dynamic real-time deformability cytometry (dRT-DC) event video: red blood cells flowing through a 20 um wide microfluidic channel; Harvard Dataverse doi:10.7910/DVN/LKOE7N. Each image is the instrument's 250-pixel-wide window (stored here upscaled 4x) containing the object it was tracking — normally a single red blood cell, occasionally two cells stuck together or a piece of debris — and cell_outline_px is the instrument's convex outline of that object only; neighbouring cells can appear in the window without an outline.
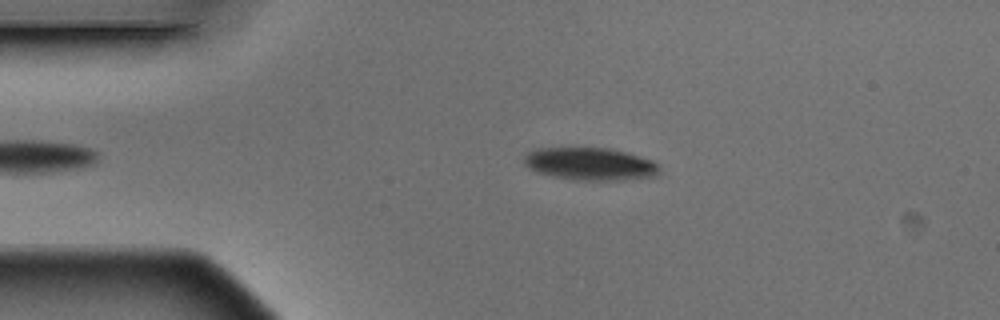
{"species": "Egyptian fruit bat (a non-hibernating species)", "species_latin": "Rousettus aegyptiacus", "temperature_condition": "warm", "stored_images_in_passage": 2, "camera_frame_rate_fps": 3000, "um_per_image_px": 0.085, "animal": {"sex": "male"}, "frame": {"image": 1, "passage_image": 1, "time_ms": 0.0, "image_size_px": [1000, 320], "cell_outline_px": [[660, 172], [656, 176], [624, 180], [576, 180], [552, 176], [536, 172], [524, 164], [524, 156], [532, 148], [608, 148], [624, 152], [652, 160], [660, 164]], "centroid_in_image_um": [50.16, 13.94], "position_along_channel_um": 34.8, "area_um2": 25.84}}